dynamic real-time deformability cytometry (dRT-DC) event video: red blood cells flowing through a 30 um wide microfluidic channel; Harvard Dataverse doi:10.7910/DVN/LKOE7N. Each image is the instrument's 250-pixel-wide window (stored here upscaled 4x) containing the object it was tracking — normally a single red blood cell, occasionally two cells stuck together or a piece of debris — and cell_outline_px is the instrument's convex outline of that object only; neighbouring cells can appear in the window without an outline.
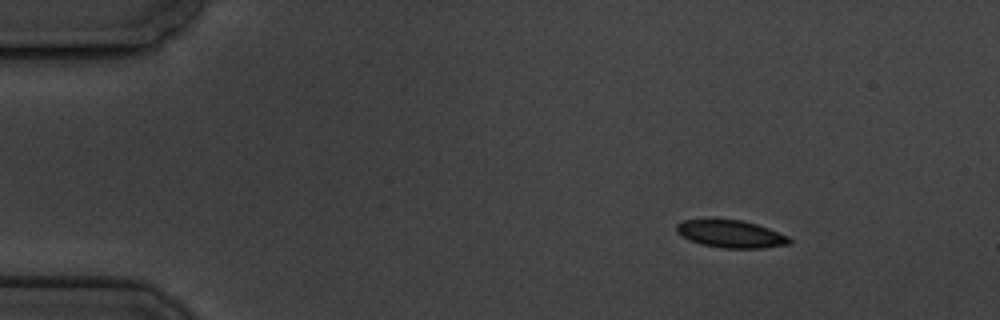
{"species": "common noctule bat (a hibernating species)", "species_latin": "Nyctalus noctula", "temperature_condition": "cold", "stored_images_in_passage": 6, "camera_frame_rate_fps": 3000, "um_per_image_px": 0.085, "animal": {"sex": "male", "body_mass_g": 19.5, "forearm_length_mm": 54.6}, "frame": {"image": 1, "passage_image": 2, "time_ms": 1.0, "image_size_px": [1000, 320], "cell_outline_px": [[792, 244], [764, 248], [724, 248], [700, 244], [688, 240], [676, 232], [676, 224], [684, 220], [712, 216], [740, 220], [756, 224], [768, 228], [788, 236], [792, 240]], "centroid_in_image_um": [62.06, 19.85], "position_along_channel_um": 22.9, "area_um2": 18.84}}
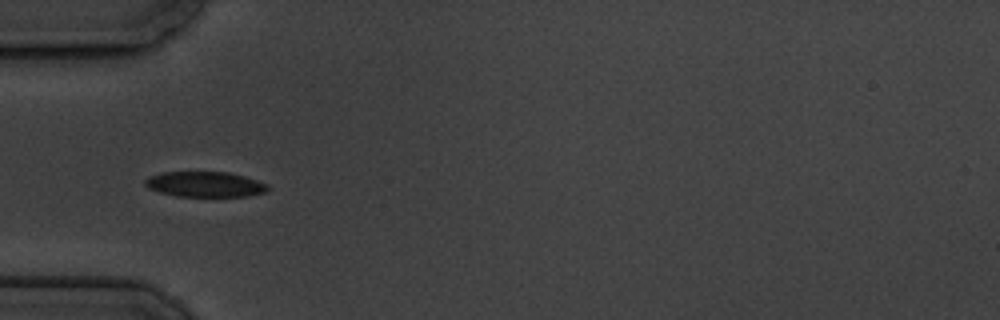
{"frame": {"image": 2, "passage_image": 5, "time_ms": 4.667, "image_size_px": [1000, 320], "cell_outline_px": [[268, 192], [248, 196], [176, 196], [160, 192], [148, 188], [144, 184], [144, 180], [148, 176], [160, 172], [228, 172], [244, 176], [268, 184]], "centroid_in_image_um": [17.41, 15.66], "position_along_channel_um": 67.6, "area_um2": 18.21}}